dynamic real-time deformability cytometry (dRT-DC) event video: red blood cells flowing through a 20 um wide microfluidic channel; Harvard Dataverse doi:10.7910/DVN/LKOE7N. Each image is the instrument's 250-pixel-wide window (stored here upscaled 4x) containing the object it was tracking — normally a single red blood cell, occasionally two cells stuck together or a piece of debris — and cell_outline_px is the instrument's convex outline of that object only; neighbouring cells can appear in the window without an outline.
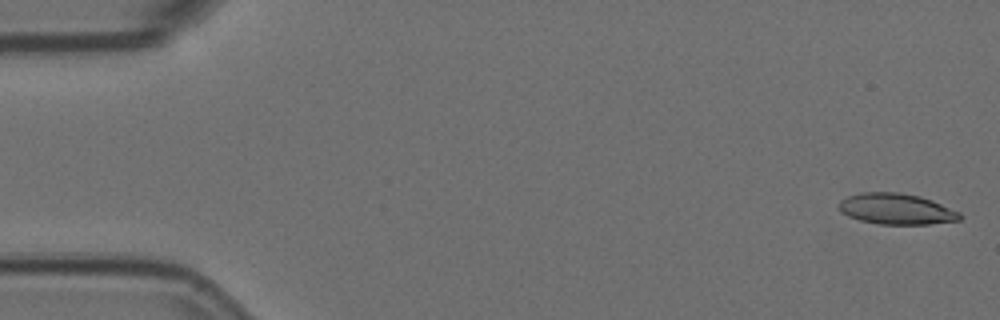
{"species": "Egyptian fruit bat (a non-hibernating species)", "species_latin": "Rousettus aegyptiacus", "temperature_condition": "room temperature", "stored_images_in_passage": 57, "camera_frame_rate_fps": 3000, "um_per_image_px": 0.085, "animal": {"sex": "female"}, "frame": {"image": 1, "passage_image": 2, "time_ms": 0.333, "image_size_px": [1000, 320], "cell_outline_px": [[964, 216], [960, 220], [928, 224], [880, 224], [860, 220], [848, 216], [840, 212], [836, 208], [836, 204], [840, 200], [848, 196], [860, 192], [900, 192], [920, 196], [932, 200], [960, 212]], "centroid_in_image_um": [76.16, 17.75], "position_along_channel_um": 8.8, "area_um2": 22.08}}
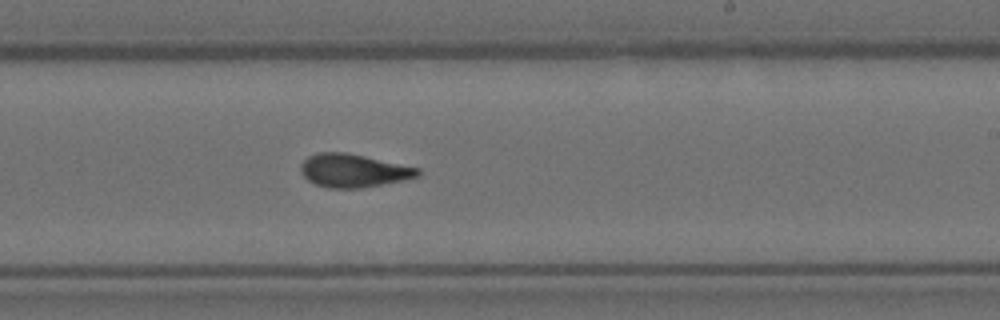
{"frame": {"image": 2, "passage_image": 34, "time_ms": 11.0, "image_size_px": [1000, 320], "cell_outline_px": [[420, 176], [360, 188], [328, 188], [316, 184], [308, 180], [300, 172], [300, 164], [308, 156], [316, 152], [344, 152], [364, 156], [420, 168]], "centroid_in_image_um": [29.99, 14.49], "position_along_channel_um": 259.0, "area_um2": 22.48}}
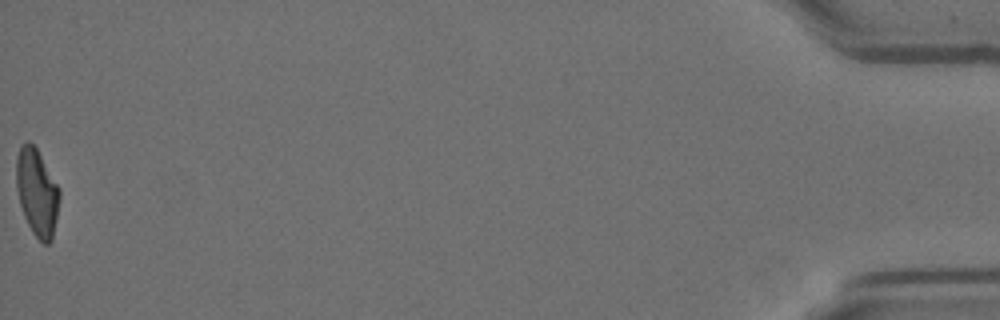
{"frame": {"image": 3, "passage_image": 57, "time_ms": 18.667, "image_size_px": [1000, 320], "cell_outline_px": [[60, 196], [56, 220], [52, 240], [48, 244], [44, 244], [32, 232], [24, 216], [20, 204], [16, 188], [16, 156], [20, 148], [28, 140], [36, 148], [60, 188]], "centroid_in_image_um": [3.14, 16.36], "position_along_channel_um": 432.1, "area_um2": 21.85}, "authors_computed_cell_mechanics": {"area_um2": 22.4264, "velocity_mm_per_s": 3.6104, "shape_relaxation_time_tau1_ms": null, "shape_relaxation_time_tau2_ms": 2.1706, "deformation_change_tau1": null, "deformation_change_tau2": 0.097}}